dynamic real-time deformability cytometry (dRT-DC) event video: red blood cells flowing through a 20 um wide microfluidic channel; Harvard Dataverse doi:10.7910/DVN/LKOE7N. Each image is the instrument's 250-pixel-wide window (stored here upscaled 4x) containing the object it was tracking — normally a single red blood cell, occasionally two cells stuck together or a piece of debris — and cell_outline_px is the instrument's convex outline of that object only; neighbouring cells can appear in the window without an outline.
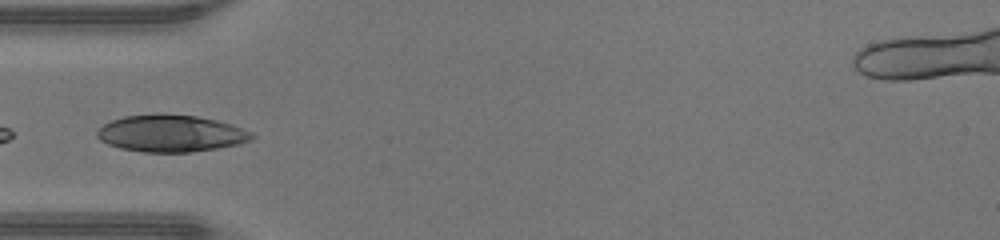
{"species": "human", "species_latin": "Homo sapiens", "temperature_condition": "warm", "stored_images_in_passage": 16, "camera_frame_rate_fps": 3000, "um_per_image_px": 0.085, "donor": {"sex": "male"}, "frame": {"image": 1, "passage_image": 14, "time_ms": 4.333, "image_size_px": [1000, 240], "cell_outline_px": [[256, 136], [252, 140], [240, 144], [192, 152], [144, 152], [120, 148], [108, 144], [100, 140], [96, 136], [96, 132], [104, 124], [112, 120], [124, 116], [196, 116], [216, 120], [232, 124], [252, 132]], "centroid_in_image_um": [14.57, 11.37], "position_along_channel_um": 70.4, "area_um2": 32.66}}